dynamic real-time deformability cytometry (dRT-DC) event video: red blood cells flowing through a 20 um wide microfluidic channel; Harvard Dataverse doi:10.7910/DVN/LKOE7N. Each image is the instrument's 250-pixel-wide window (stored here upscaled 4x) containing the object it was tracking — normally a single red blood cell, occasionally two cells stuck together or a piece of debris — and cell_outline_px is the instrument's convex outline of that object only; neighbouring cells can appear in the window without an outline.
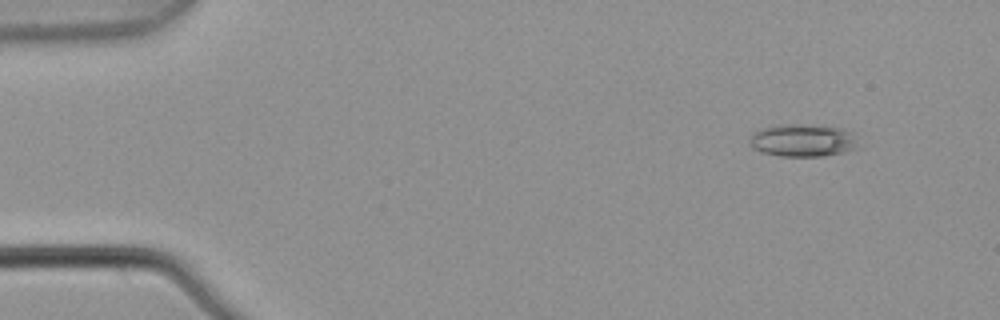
{"species": "common noctule bat (a hibernating species)", "species_latin": "Nyctalus noctula", "temperature_condition": "warm", "stored_images_in_passage": 5, "segment_of_instrument_passage": [2, 2], "camera_frame_rate_fps": 3000, "um_per_image_px": 0.085, "animal": {"sex": "male", "body_mass_g": 21.5, "forearm_length_mm": 52.0}, "frame": {"image": 1, "passage_image": 5, "time_ms": 1.333, "image_size_px": [1000, 320], "cell_outline_px": [[860, 148], [844, 152], [824, 156], [780, 156], [764, 152], [752, 148], [748, 144], [748, 140], [752, 132], [760, 128], [780, 124], [796, 124], [836, 128], [852, 132]], "centroid_in_image_um": [68.19, 11.94], "position_along_channel_um": 16.8, "area_um2": 20.69}}